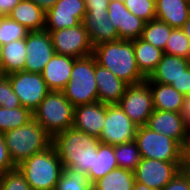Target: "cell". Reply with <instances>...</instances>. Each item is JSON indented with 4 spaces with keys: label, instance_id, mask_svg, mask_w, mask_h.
<instances>
[{
    "label": "cell",
    "instance_id": "cell-41",
    "mask_svg": "<svg viewBox=\"0 0 190 190\" xmlns=\"http://www.w3.org/2000/svg\"><path fill=\"white\" fill-rule=\"evenodd\" d=\"M110 0H85L86 13H107Z\"/></svg>",
    "mask_w": 190,
    "mask_h": 190
},
{
    "label": "cell",
    "instance_id": "cell-42",
    "mask_svg": "<svg viewBox=\"0 0 190 190\" xmlns=\"http://www.w3.org/2000/svg\"><path fill=\"white\" fill-rule=\"evenodd\" d=\"M22 0H0V16H7Z\"/></svg>",
    "mask_w": 190,
    "mask_h": 190
},
{
    "label": "cell",
    "instance_id": "cell-1",
    "mask_svg": "<svg viewBox=\"0 0 190 190\" xmlns=\"http://www.w3.org/2000/svg\"><path fill=\"white\" fill-rule=\"evenodd\" d=\"M100 141L73 127L52 137V146L63 167H70L86 174L93 167L94 152H97Z\"/></svg>",
    "mask_w": 190,
    "mask_h": 190
},
{
    "label": "cell",
    "instance_id": "cell-6",
    "mask_svg": "<svg viewBox=\"0 0 190 190\" xmlns=\"http://www.w3.org/2000/svg\"><path fill=\"white\" fill-rule=\"evenodd\" d=\"M75 107L61 91H50L33 112L34 120L53 137L73 126Z\"/></svg>",
    "mask_w": 190,
    "mask_h": 190
},
{
    "label": "cell",
    "instance_id": "cell-2",
    "mask_svg": "<svg viewBox=\"0 0 190 190\" xmlns=\"http://www.w3.org/2000/svg\"><path fill=\"white\" fill-rule=\"evenodd\" d=\"M97 64L107 68L128 85L146 81L135 60L133 40H116L99 43L93 48Z\"/></svg>",
    "mask_w": 190,
    "mask_h": 190
},
{
    "label": "cell",
    "instance_id": "cell-48",
    "mask_svg": "<svg viewBox=\"0 0 190 190\" xmlns=\"http://www.w3.org/2000/svg\"><path fill=\"white\" fill-rule=\"evenodd\" d=\"M3 45L0 43V75H3V55H2Z\"/></svg>",
    "mask_w": 190,
    "mask_h": 190
},
{
    "label": "cell",
    "instance_id": "cell-25",
    "mask_svg": "<svg viewBox=\"0 0 190 190\" xmlns=\"http://www.w3.org/2000/svg\"><path fill=\"white\" fill-rule=\"evenodd\" d=\"M135 60L140 72L149 78L161 61L163 50L154 47L141 38L133 39Z\"/></svg>",
    "mask_w": 190,
    "mask_h": 190
},
{
    "label": "cell",
    "instance_id": "cell-36",
    "mask_svg": "<svg viewBox=\"0 0 190 190\" xmlns=\"http://www.w3.org/2000/svg\"><path fill=\"white\" fill-rule=\"evenodd\" d=\"M0 190H32L24 175L15 168L0 175Z\"/></svg>",
    "mask_w": 190,
    "mask_h": 190
},
{
    "label": "cell",
    "instance_id": "cell-7",
    "mask_svg": "<svg viewBox=\"0 0 190 190\" xmlns=\"http://www.w3.org/2000/svg\"><path fill=\"white\" fill-rule=\"evenodd\" d=\"M141 158L164 162H182L183 146L176 140L151 130L146 125L139 126L135 135Z\"/></svg>",
    "mask_w": 190,
    "mask_h": 190
},
{
    "label": "cell",
    "instance_id": "cell-40",
    "mask_svg": "<svg viewBox=\"0 0 190 190\" xmlns=\"http://www.w3.org/2000/svg\"><path fill=\"white\" fill-rule=\"evenodd\" d=\"M183 96L190 94V70L189 68L184 71V74L181 75L176 81H173L170 84Z\"/></svg>",
    "mask_w": 190,
    "mask_h": 190
},
{
    "label": "cell",
    "instance_id": "cell-23",
    "mask_svg": "<svg viewBox=\"0 0 190 190\" xmlns=\"http://www.w3.org/2000/svg\"><path fill=\"white\" fill-rule=\"evenodd\" d=\"M30 32L45 28L46 12L29 0H22L8 15Z\"/></svg>",
    "mask_w": 190,
    "mask_h": 190
},
{
    "label": "cell",
    "instance_id": "cell-43",
    "mask_svg": "<svg viewBox=\"0 0 190 190\" xmlns=\"http://www.w3.org/2000/svg\"><path fill=\"white\" fill-rule=\"evenodd\" d=\"M180 115L188 126L190 124V94L184 96Z\"/></svg>",
    "mask_w": 190,
    "mask_h": 190
},
{
    "label": "cell",
    "instance_id": "cell-10",
    "mask_svg": "<svg viewBox=\"0 0 190 190\" xmlns=\"http://www.w3.org/2000/svg\"><path fill=\"white\" fill-rule=\"evenodd\" d=\"M117 104L137 127L146 125L154 111L149 84L144 81L136 85H128Z\"/></svg>",
    "mask_w": 190,
    "mask_h": 190
},
{
    "label": "cell",
    "instance_id": "cell-34",
    "mask_svg": "<svg viewBox=\"0 0 190 190\" xmlns=\"http://www.w3.org/2000/svg\"><path fill=\"white\" fill-rule=\"evenodd\" d=\"M30 31L7 16H0V43L8 44L14 40L26 38Z\"/></svg>",
    "mask_w": 190,
    "mask_h": 190
},
{
    "label": "cell",
    "instance_id": "cell-28",
    "mask_svg": "<svg viewBox=\"0 0 190 190\" xmlns=\"http://www.w3.org/2000/svg\"><path fill=\"white\" fill-rule=\"evenodd\" d=\"M134 183V172L118 167L95 181L92 190H132Z\"/></svg>",
    "mask_w": 190,
    "mask_h": 190
},
{
    "label": "cell",
    "instance_id": "cell-44",
    "mask_svg": "<svg viewBox=\"0 0 190 190\" xmlns=\"http://www.w3.org/2000/svg\"><path fill=\"white\" fill-rule=\"evenodd\" d=\"M182 168H190V141H186L183 146Z\"/></svg>",
    "mask_w": 190,
    "mask_h": 190
},
{
    "label": "cell",
    "instance_id": "cell-4",
    "mask_svg": "<svg viewBox=\"0 0 190 190\" xmlns=\"http://www.w3.org/2000/svg\"><path fill=\"white\" fill-rule=\"evenodd\" d=\"M12 162L18 166L23 160L45 151L52 144V137L34 119L3 134Z\"/></svg>",
    "mask_w": 190,
    "mask_h": 190
},
{
    "label": "cell",
    "instance_id": "cell-19",
    "mask_svg": "<svg viewBox=\"0 0 190 190\" xmlns=\"http://www.w3.org/2000/svg\"><path fill=\"white\" fill-rule=\"evenodd\" d=\"M77 58L55 53L42 72L50 91H62L70 79L74 61Z\"/></svg>",
    "mask_w": 190,
    "mask_h": 190
},
{
    "label": "cell",
    "instance_id": "cell-27",
    "mask_svg": "<svg viewBox=\"0 0 190 190\" xmlns=\"http://www.w3.org/2000/svg\"><path fill=\"white\" fill-rule=\"evenodd\" d=\"M116 168L118 164L114 156V146L99 143L97 152H94L93 167L87 173L90 182L93 184Z\"/></svg>",
    "mask_w": 190,
    "mask_h": 190
},
{
    "label": "cell",
    "instance_id": "cell-11",
    "mask_svg": "<svg viewBox=\"0 0 190 190\" xmlns=\"http://www.w3.org/2000/svg\"><path fill=\"white\" fill-rule=\"evenodd\" d=\"M137 128L118 104H106V119L99 141L113 146L133 141Z\"/></svg>",
    "mask_w": 190,
    "mask_h": 190
},
{
    "label": "cell",
    "instance_id": "cell-16",
    "mask_svg": "<svg viewBox=\"0 0 190 190\" xmlns=\"http://www.w3.org/2000/svg\"><path fill=\"white\" fill-rule=\"evenodd\" d=\"M146 126L157 133L176 140L182 146L187 141V125L178 112L154 109L148 118Z\"/></svg>",
    "mask_w": 190,
    "mask_h": 190
},
{
    "label": "cell",
    "instance_id": "cell-24",
    "mask_svg": "<svg viewBox=\"0 0 190 190\" xmlns=\"http://www.w3.org/2000/svg\"><path fill=\"white\" fill-rule=\"evenodd\" d=\"M150 86L155 110L180 113L184 96L171 85L147 82Z\"/></svg>",
    "mask_w": 190,
    "mask_h": 190
},
{
    "label": "cell",
    "instance_id": "cell-32",
    "mask_svg": "<svg viewBox=\"0 0 190 190\" xmlns=\"http://www.w3.org/2000/svg\"><path fill=\"white\" fill-rule=\"evenodd\" d=\"M114 156L118 167L134 172L139 162L141 154L135 140L114 145Z\"/></svg>",
    "mask_w": 190,
    "mask_h": 190
},
{
    "label": "cell",
    "instance_id": "cell-39",
    "mask_svg": "<svg viewBox=\"0 0 190 190\" xmlns=\"http://www.w3.org/2000/svg\"><path fill=\"white\" fill-rule=\"evenodd\" d=\"M162 190H190V179L181 170Z\"/></svg>",
    "mask_w": 190,
    "mask_h": 190
},
{
    "label": "cell",
    "instance_id": "cell-20",
    "mask_svg": "<svg viewBox=\"0 0 190 190\" xmlns=\"http://www.w3.org/2000/svg\"><path fill=\"white\" fill-rule=\"evenodd\" d=\"M93 46L119 39L117 29L107 17V13H86L82 21Z\"/></svg>",
    "mask_w": 190,
    "mask_h": 190
},
{
    "label": "cell",
    "instance_id": "cell-13",
    "mask_svg": "<svg viewBox=\"0 0 190 190\" xmlns=\"http://www.w3.org/2000/svg\"><path fill=\"white\" fill-rule=\"evenodd\" d=\"M86 14L85 0H58L46 11V31H54L79 25Z\"/></svg>",
    "mask_w": 190,
    "mask_h": 190
},
{
    "label": "cell",
    "instance_id": "cell-38",
    "mask_svg": "<svg viewBox=\"0 0 190 190\" xmlns=\"http://www.w3.org/2000/svg\"><path fill=\"white\" fill-rule=\"evenodd\" d=\"M17 168L10 158L5 139L0 134V175Z\"/></svg>",
    "mask_w": 190,
    "mask_h": 190
},
{
    "label": "cell",
    "instance_id": "cell-50",
    "mask_svg": "<svg viewBox=\"0 0 190 190\" xmlns=\"http://www.w3.org/2000/svg\"><path fill=\"white\" fill-rule=\"evenodd\" d=\"M187 141H190V124L187 126Z\"/></svg>",
    "mask_w": 190,
    "mask_h": 190
},
{
    "label": "cell",
    "instance_id": "cell-31",
    "mask_svg": "<svg viewBox=\"0 0 190 190\" xmlns=\"http://www.w3.org/2000/svg\"><path fill=\"white\" fill-rule=\"evenodd\" d=\"M57 190H92V183L85 172L63 167L56 186Z\"/></svg>",
    "mask_w": 190,
    "mask_h": 190
},
{
    "label": "cell",
    "instance_id": "cell-26",
    "mask_svg": "<svg viewBox=\"0 0 190 190\" xmlns=\"http://www.w3.org/2000/svg\"><path fill=\"white\" fill-rule=\"evenodd\" d=\"M3 75L24 71L26 63V38L14 40L2 47Z\"/></svg>",
    "mask_w": 190,
    "mask_h": 190
},
{
    "label": "cell",
    "instance_id": "cell-35",
    "mask_svg": "<svg viewBox=\"0 0 190 190\" xmlns=\"http://www.w3.org/2000/svg\"><path fill=\"white\" fill-rule=\"evenodd\" d=\"M126 8L145 22L156 19L155 0H123Z\"/></svg>",
    "mask_w": 190,
    "mask_h": 190
},
{
    "label": "cell",
    "instance_id": "cell-17",
    "mask_svg": "<svg viewBox=\"0 0 190 190\" xmlns=\"http://www.w3.org/2000/svg\"><path fill=\"white\" fill-rule=\"evenodd\" d=\"M106 119V104L93 102L75 107L73 128L100 137Z\"/></svg>",
    "mask_w": 190,
    "mask_h": 190
},
{
    "label": "cell",
    "instance_id": "cell-47",
    "mask_svg": "<svg viewBox=\"0 0 190 190\" xmlns=\"http://www.w3.org/2000/svg\"><path fill=\"white\" fill-rule=\"evenodd\" d=\"M132 190H154V189L149 188L148 186L140 182H135Z\"/></svg>",
    "mask_w": 190,
    "mask_h": 190
},
{
    "label": "cell",
    "instance_id": "cell-22",
    "mask_svg": "<svg viewBox=\"0 0 190 190\" xmlns=\"http://www.w3.org/2000/svg\"><path fill=\"white\" fill-rule=\"evenodd\" d=\"M188 69V59L163 53L161 61L146 82L170 85Z\"/></svg>",
    "mask_w": 190,
    "mask_h": 190
},
{
    "label": "cell",
    "instance_id": "cell-15",
    "mask_svg": "<svg viewBox=\"0 0 190 190\" xmlns=\"http://www.w3.org/2000/svg\"><path fill=\"white\" fill-rule=\"evenodd\" d=\"M107 17L119 34V39L133 40L140 38L145 21L131 13L121 0H110Z\"/></svg>",
    "mask_w": 190,
    "mask_h": 190
},
{
    "label": "cell",
    "instance_id": "cell-29",
    "mask_svg": "<svg viewBox=\"0 0 190 190\" xmlns=\"http://www.w3.org/2000/svg\"><path fill=\"white\" fill-rule=\"evenodd\" d=\"M33 119V112L24 106L14 109L0 107V134L26 125Z\"/></svg>",
    "mask_w": 190,
    "mask_h": 190
},
{
    "label": "cell",
    "instance_id": "cell-21",
    "mask_svg": "<svg viewBox=\"0 0 190 190\" xmlns=\"http://www.w3.org/2000/svg\"><path fill=\"white\" fill-rule=\"evenodd\" d=\"M156 19L182 28L190 17V0H155Z\"/></svg>",
    "mask_w": 190,
    "mask_h": 190
},
{
    "label": "cell",
    "instance_id": "cell-3",
    "mask_svg": "<svg viewBox=\"0 0 190 190\" xmlns=\"http://www.w3.org/2000/svg\"><path fill=\"white\" fill-rule=\"evenodd\" d=\"M17 168L32 190L56 189L63 171L61 159L52 145L45 151L23 160Z\"/></svg>",
    "mask_w": 190,
    "mask_h": 190
},
{
    "label": "cell",
    "instance_id": "cell-9",
    "mask_svg": "<svg viewBox=\"0 0 190 190\" xmlns=\"http://www.w3.org/2000/svg\"><path fill=\"white\" fill-rule=\"evenodd\" d=\"M22 106L34 112L50 92L42 73L18 71L7 75Z\"/></svg>",
    "mask_w": 190,
    "mask_h": 190
},
{
    "label": "cell",
    "instance_id": "cell-51",
    "mask_svg": "<svg viewBox=\"0 0 190 190\" xmlns=\"http://www.w3.org/2000/svg\"><path fill=\"white\" fill-rule=\"evenodd\" d=\"M188 68L190 70V59H188Z\"/></svg>",
    "mask_w": 190,
    "mask_h": 190
},
{
    "label": "cell",
    "instance_id": "cell-14",
    "mask_svg": "<svg viewBox=\"0 0 190 190\" xmlns=\"http://www.w3.org/2000/svg\"><path fill=\"white\" fill-rule=\"evenodd\" d=\"M26 63L24 71L42 73L55 54L48 31H32L26 37Z\"/></svg>",
    "mask_w": 190,
    "mask_h": 190
},
{
    "label": "cell",
    "instance_id": "cell-8",
    "mask_svg": "<svg viewBox=\"0 0 190 190\" xmlns=\"http://www.w3.org/2000/svg\"><path fill=\"white\" fill-rule=\"evenodd\" d=\"M48 32L55 53L75 58H84L93 55L94 46L82 22L75 27Z\"/></svg>",
    "mask_w": 190,
    "mask_h": 190
},
{
    "label": "cell",
    "instance_id": "cell-12",
    "mask_svg": "<svg viewBox=\"0 0 190 190\" xmlns=\"http://www.w3.org/2000/svg\"><path fill=\"white\" fill-rule=\"evenodd\" d=\"M181 170L182 162L141 158L134 171L135 182L154 190H162Z\"/></svg>",
    "mask_w": 190,
    "mask_h": 190
},
{
    "label": "cell",
    "instance_id": "cell-5",
    "mask_svg": "<svg viewBox=\"0 0 190 190\" xmlns=\"http://www.w3.org/2000/svg\"><path fill=\"white\" fill-rule=\"evenodd\" d=\"M61 92L74 107L98 102L93 55L74 61L69 82Z\"/></svg>",
    "mask_w": 190,
    "mask_h": 190
},
{
    "label": "cell",
    "instance_id": "cell-46",
    "mask_svg": "<svg viewBox=\"0 0 190 190\" xmlns=\"http://www.w3.org/2000/svg\"><path fill=\"white\" fill-rule=\"evenodd\" d=\"M185 34V36L189 39L190 41V17L189 19L185 22V24L181 28Z\"/></svg>",
    "mask_w": 190,
    "mask_h": 190
},
{
    "label": "cell",
    "instance_id": "cell-33",
    "mask_svg": "<svg viewBox=\"0 0 190 190\" xmlns=\"http://www.w3.org/2000/svg\"><path fill=\"white\" fill-rule=\"evenodd\" d=\"M164 53L190 59V41L181 28H173Z\"/></svg>",
    "mask_w": 190,
    "mask_h": 190
},
{
    "label": "cell",
    "instance_id": "cell-30",
    "mask_svg": "<svg viewBox=\"0 0 190 190\" xmlns=\"http://www.w3.org/2000/svg\"><path fill=\"white\" fill-rule=\"evenodd\" d=\"M172 29L173 28L167 23L154 19L149 22H145L140 38L145 42L152 44L154 47L160 48L164 52Z\"/></svg>",
    "mask_w": 190,
    "mask_h": 190
},
{
    "label": "cell",
    "instance_id": "cell-18",
    "mask_svg": "<svg viewBox=\"0 0 190 190\" xmlns=\"http://www.w3.org/2000/svg\"><path fill=\"white\" fill-rule=\"evenodd\" d=\"M95 79L98 88V101L104 104H117L128 86L110 70L97 64L96 59Z\"/></svg>",
    "mask_w": 190,
    "mask_h": 190
},
{
    "label": "cell",
    "instance_id": "cell-49",
    "mask_svg": "<svg viewBox=\"0 0 190 190\" xmlns=\"http://www.w3.org/2000/svg\"><path fill=\"white\" fill-rule=\"evenodd\" d=\"M182 170L186 173V175L189 177L190 179V168H182Z\"/></svg>",
    "mask_w": 190,
    "mask_h": 190
},
{
    "label": "cell",
    "instance_id": "cell-45",
    "mask_svg": "<svg viewBox=\"0 0 190 190\" xmlns=\"http://www.w3.org/2000/svg\"><path fill=\"white\" fill-rule=\"evenodd\" d=\"M42 8L45 12L52 8L58 0H29Z\"/></svg>",
    "mask_w": 190,
    "mask_h": 190
},
{
    "label": "cell",
    "instance_id": "cell-37",
    "mask_svg": "<svg viewBox=\"0 0 190 190\" xmlns=\"http://www.w3.org/2000/svg\"><path fill=\"white\" fill-rule=\"evenodd\" d=\"M20 106L22 104L12 89L9 77L0 75V107L14 109Z\"/></svg>",
    "mask_w": 190,
    "mask_h": 190
}]
</instances>
